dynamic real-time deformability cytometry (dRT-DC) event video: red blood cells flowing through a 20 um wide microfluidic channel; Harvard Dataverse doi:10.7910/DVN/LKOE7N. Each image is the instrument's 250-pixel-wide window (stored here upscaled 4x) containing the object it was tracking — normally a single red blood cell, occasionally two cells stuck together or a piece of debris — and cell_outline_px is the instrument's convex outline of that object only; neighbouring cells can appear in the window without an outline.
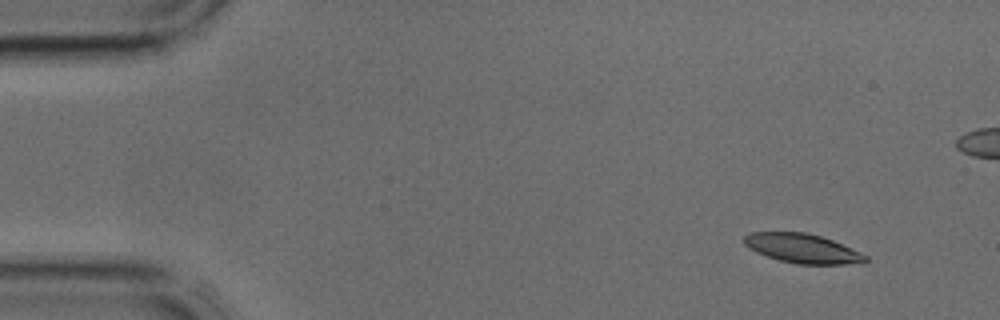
{"species": "common noctule bat (a hibernating species)", "species_latin": "Nyctalus noctula", "temperature_condition": "cold", "stored_images_in_passage": 40, "camera_frame_rate_fps": 3000, "um_per_image_px": 0.085, "animal": {"sex": "male", "body_mass_g": 17.9, "forearm_length_mm": 54.2}, "frame": {"image": 1, "passage_image": 1, "time_ms": 0.0, "image_size_px": [1000, 320], "cell_outline_px": [[868, 260], [844, 264], [796, 264], [780, 260], [756, 252], [748, 248], [744, 244], [744, 236], [752, 232], [804, 232], [820, 236], [832, 240], [860, 252], [868, 256]], "centroid_in_image_um": [68.17, 21.11], "position_along_channel_um": 16.8, "area_um2": 20.4}}
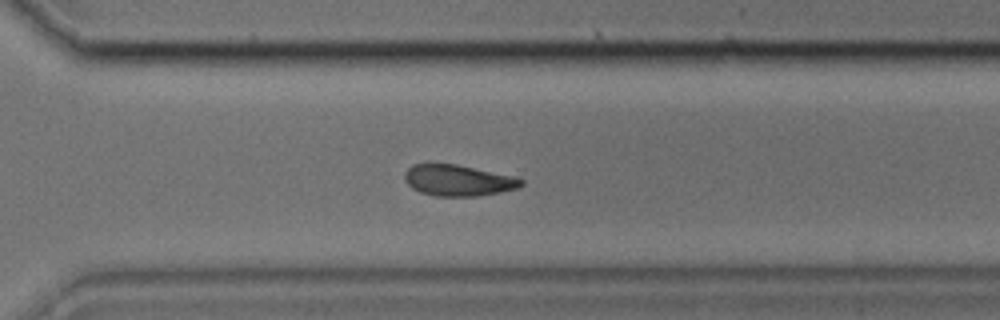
{"frame": {"image": 2, "passage_image": 27, "time_ms": 8.667, "image_size_px": [1000, 320], "cell_outline_px": [[524, 184], [516, 188], [500, 192], [476, 196], [436, 196], [420, 192], [412, 188], [404, 180], [404, 172], [412, 164], [456, 164], [512, 176], [524, 180]], "centroid_in_image_um": [38.9, 15.33], "position_along_channel_um": 331.7, "area_um2": 20.98}}
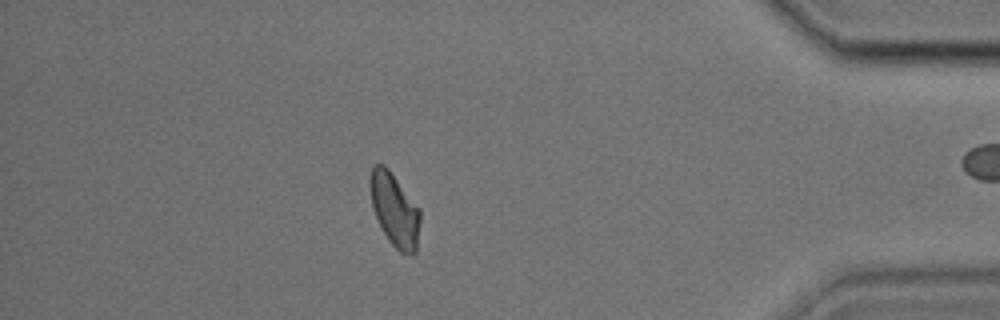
{"frame": {"image": 3, "passage_image": 34, "time_ms": 11.0, "image_size_px": [1000, 320], "cell_outline_px": [[420, 220], [416, 252], [412, 256], [400, 252], [388, 240], [372, 208], [368, 184], [368, 180], [372, 164], [384, 164], [388, 168], [420, 208]], "centroid_in_image_um": [33.52, 17.8], "position_along_channel_um": 401.7, "area_um2": 21.62}}